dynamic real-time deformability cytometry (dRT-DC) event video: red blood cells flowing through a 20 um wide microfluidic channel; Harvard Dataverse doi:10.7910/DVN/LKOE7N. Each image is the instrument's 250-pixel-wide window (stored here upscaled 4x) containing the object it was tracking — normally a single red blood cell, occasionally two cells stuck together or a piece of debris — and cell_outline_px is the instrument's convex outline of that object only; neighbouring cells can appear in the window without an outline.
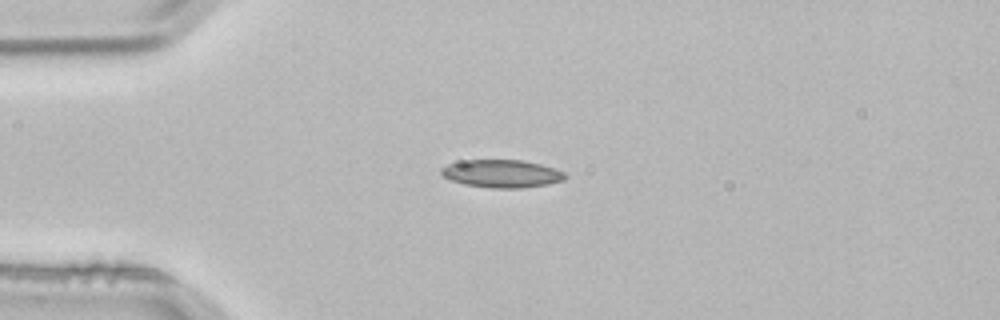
{"species": "common noctule bat (a hibernating species)", "species_latin": "Nyctalus noctula", "temperature_condition": "room temperature", "stored_images_in_passage": 2, "camera_frame_rate_fps": 3000, "um_per_image_px": 0.085, "animal": {"sex": "male", "body_mass_g": 21.5, "forearm_length_mm": 52.0}, "frame": {"image": 1, "passage_image": 2, "time_ms": 0.333, "image_size_px": [1000, 320], "cell_outline_px": [[568, 176], [564, 180], [548, 184], [520, 188], [492, 188], [464, 184], [452, 180], [444, 176], [440, 172], [440, 168], [448, 164], [468, 160], [520, 160], [540, 164], [564, 172]], "centroid_in_image_um": [42.66, 14.76], "position_along_channel_um": 42.3, "area_um2": 19.88}}